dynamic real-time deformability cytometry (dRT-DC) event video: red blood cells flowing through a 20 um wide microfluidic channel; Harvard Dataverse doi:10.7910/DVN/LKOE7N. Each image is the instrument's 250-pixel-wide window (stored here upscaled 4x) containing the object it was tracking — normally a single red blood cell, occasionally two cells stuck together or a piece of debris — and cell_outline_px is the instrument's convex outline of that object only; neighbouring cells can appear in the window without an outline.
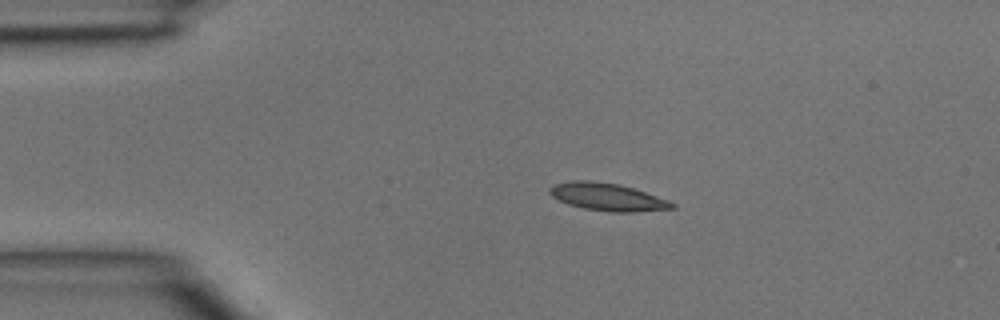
{"species": "common noctule bat (a hibernating species)", "species_latin": "Nyctalus noctula", "temperature_condition": "room temperature", "stored_images_in_passage": 3, "camera_frame_rate_fps": 3000, "um_per_image_px": 0.085, "animal": {"sex": "male", "body_mass_g": 15.6}, "frame": {"image": 1, "passage_image": 2, "time_ms": 0.333, "image_size_px": [1000, 320], "cell_outline_px": [[676, 208], [632, 212], [612, 212], [584, 208], [568, 204], [552, 196], [548, 192], [548, 188], [556, 184], [572, 180], [588, 180], [620, 184], [668, 200], [676, 204]], "centroid_in_image_um": [51.63, 16.74], "position_along_channel_um": 33.4, "area_um2": 19.48}}